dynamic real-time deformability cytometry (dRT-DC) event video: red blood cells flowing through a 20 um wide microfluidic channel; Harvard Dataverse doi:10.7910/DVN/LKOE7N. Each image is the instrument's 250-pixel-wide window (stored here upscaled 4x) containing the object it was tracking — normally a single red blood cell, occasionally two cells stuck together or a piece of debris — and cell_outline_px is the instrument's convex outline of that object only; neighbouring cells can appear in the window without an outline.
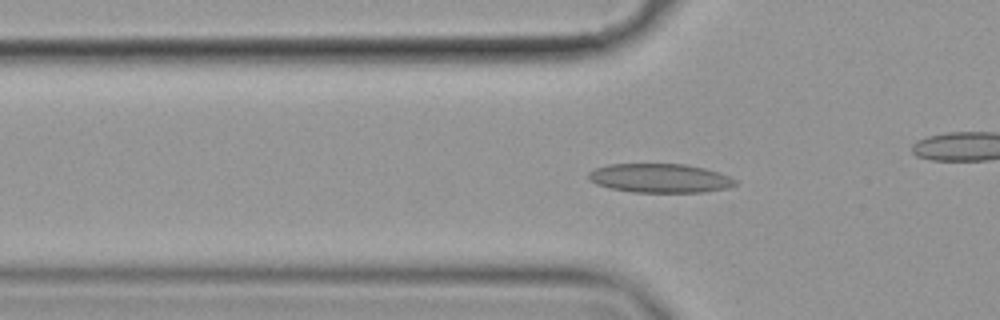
{"species": "common noctule bat (a hibernating species)", "species_latin": "Nyctalus noctula", "temperature_condition": "cold", "stored_images_in_passage": 57, "camera_frame_rate_fps": 3000, "um_per_image_px": 0.085, "animal": {"sex": "female", "body_mass_g": 19.9}, "frame": {"image": 1, "passage_image": 18, "time_ms": 5.667, "image_size_px": [1000, 320], "cell_outline_px": [[736, 184], [728, 188], [704, 192], [632, 192], [612, 188], [596, 184], [588, 180], [588, 172], [596, 168], [608, 164], [684, 164], [704, 168], [728, 176], [736, 180]], "centroid_in_image_um": [56.06, 15.14], "position_along_channel_um": 69.7, "area_um2": 24.68}}
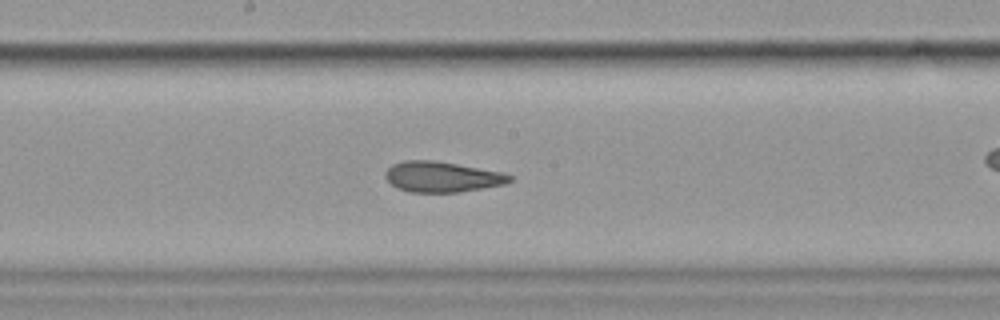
{"frame": {"image": 2, "passage_image": 30, "time_ms": 9.667, "image_size_px": [1000, 320], "cell_outline_px": [[512, 180], [504, 184], [460, 192], [408, 192], [396, 188], [384, 176], [384, 172], [392, 164], [404, 160], [432, 160], [456, 164], [500, 172], [512, 176]], "centroid_in_image_um": [37.51, 15.03], "position_along_channel_um": 210.7, "area_um2": 21.96}}
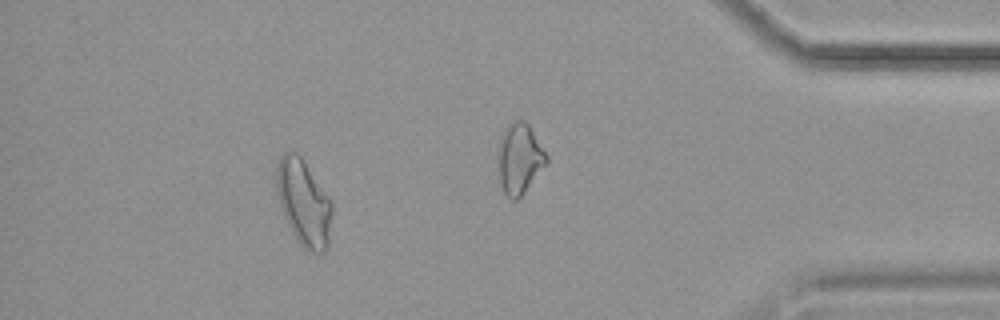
{"frame": {"image": 3, "passage_image": 51, "time_ms": 16.667, "image_size_px": [1000, 320], "cell_outline_px": [[332, 212], [328, 244], [324, 252], [312, 252], [304, 248], [296, 240], [280, 208], [276, 188], [276, 160], [284, 152], [296, 152], [300, 156], [332, 200]], "centroid_in_image_um": [25.8, 17.21], "position_along_channel_um": 409.4, "area_um2": 27.98}, "authors_computed_cell_mechanics": {"area_um2": 23.409, "velocity_mm_per_s": 3.5364, "shape_relaxation_time_tau1_ms": 8.3968, "shape_relaxation_time_tau2_ms": 2.014, "deformation_change_tau1": 0.1809, "deformation_change_tau2": 0.0807}}